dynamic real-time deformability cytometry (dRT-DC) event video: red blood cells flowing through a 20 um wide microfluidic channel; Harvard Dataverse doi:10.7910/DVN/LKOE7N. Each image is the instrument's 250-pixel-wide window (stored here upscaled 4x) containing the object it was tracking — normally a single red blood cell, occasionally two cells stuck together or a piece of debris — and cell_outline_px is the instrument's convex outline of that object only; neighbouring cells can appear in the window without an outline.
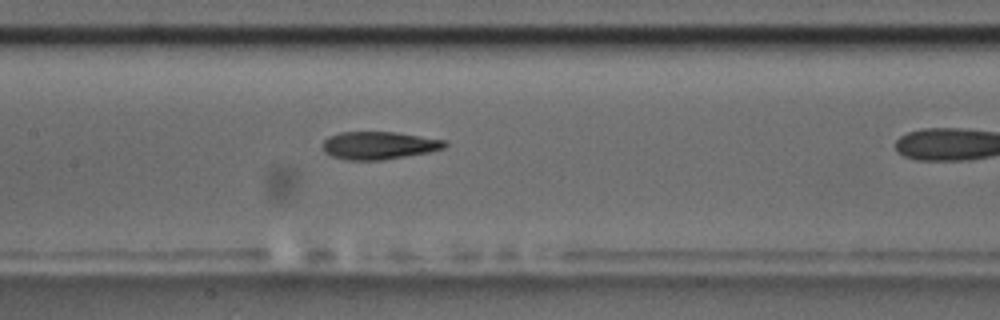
{"species": "common noctule bat (a hibernating species)", "species_latin": "Nyctalus noctula", "temperature_condition": "room temperature", "stored_images_in_passage": 14, "camera_frame_rate_fps": 3000, "um_per_image_px": 0.085, "animal": {"sex": "male", "body_mass_g": 17.5, "forearm_length_mm": 52.3}, "frame": {"image": 1, "passage_image": 10, "time_ms": 3.0, "image_size_px": [1000, 320], "cell_outline_px": [[448, 144], [444, 148], [428, 152], [380, 160], [348, 160], [332, 156], [324, 152], [324, 140], [328, 136], [340, 132], [396, 132], [444, 140]], "centroid_in_image_um": [32.19, 12.35], "position_along_channel_um": 175.2, "area_um2": 19.54}}